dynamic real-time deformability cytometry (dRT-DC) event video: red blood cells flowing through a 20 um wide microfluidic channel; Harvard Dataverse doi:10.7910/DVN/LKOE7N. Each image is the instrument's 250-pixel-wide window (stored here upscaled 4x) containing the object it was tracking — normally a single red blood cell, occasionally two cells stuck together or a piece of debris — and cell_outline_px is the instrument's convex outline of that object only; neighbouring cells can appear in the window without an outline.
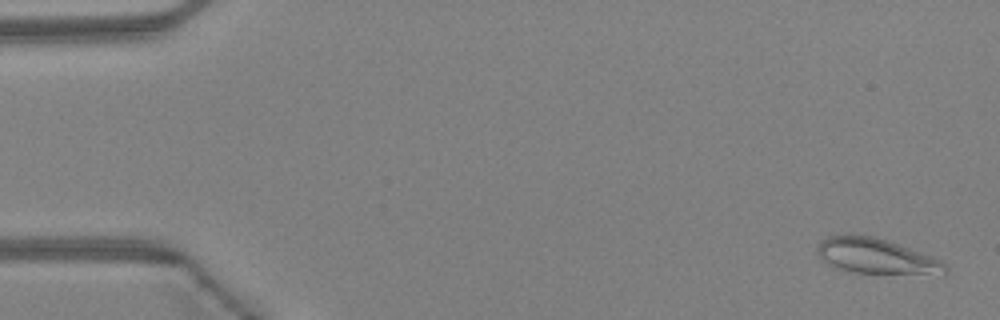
{"species": "Egyptian fruit bat (a non-hibernating species)", "species_latin": "Rousettus aegyptiacus", "temperature_condition": "warm", "stored_images_in_passage": 47, "camera_frame_rate_fps": 3000, "um_per_image_px": 0.085, "animal": {"sex": "female"}, "frame": {"image": 1, "passage_image": 2, "time_ms": 0.333, "image_size_px": [1000, 320], "cell_outline_px": [[948, 272], [944, 276], [852, 272], [836, 268], [828, 264], [816, 252], [816, 248], [820, 240], [828, 236], [848, 232], [872, 236], [908, 248], [940, 260], [948, 264]], "centroid_in_image_um": [74.5, 21.79], "position_along_channel_um": 10.5, "area_um2": 26.99}}
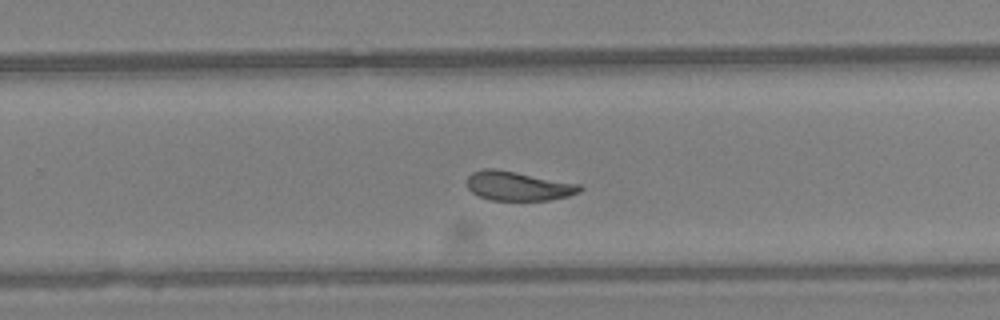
{"frame": {"image": 2, "passage_image": 31, "time_ms": 10.0, "image_size_px": [1000, 320], "cell_outline_px": [[584, 188], [580, 192], [568, 196], [548, 200], [488, 200], [472, 192], [468, 188], [468, 176], [472, 172], [484, 168], [492, 168], [516, 172], [580, 184]], "centroid_in_image_um": [44.05, 15.81], "position_along_channel_um": 285.8, "area_um2": 19.13}}
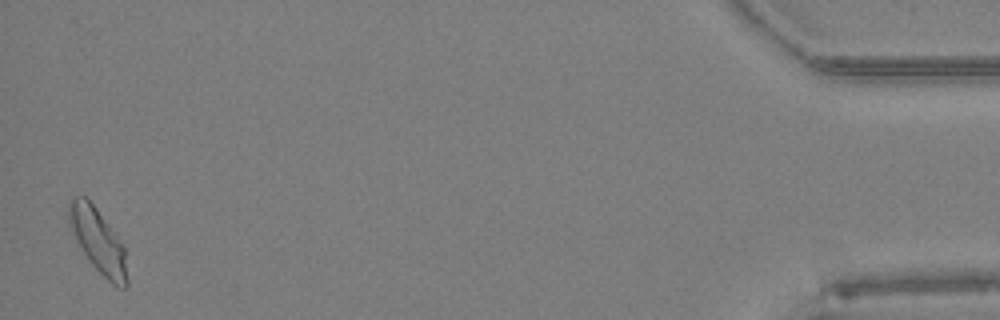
{"frame": {"image": 3, "passage_image": 47, "time_ms": 15.333, "image_size_px": [1000, 320], "cell_outline_px": [[128, 284], [124, 288], [120, 288], [112, 284], [92, 264], [80, 248], [68, 224], [68, 200], [72, 196], [84, 196], [96, 208], [124, 244], [128, 280]], "centroid_in_image_um": [8.33, 20.45], "position_along_channel_um": 426.9, "area_um2": 21.85}, "authors_computed_cell_mechanics": {"area_um2": 20.23, "velocity_mm_per_s": 4.2986, "shape_relaxation_time_tau1_ms": 3.8746, "shape_relaxation_time_tau2_ms": 2.289, "deformation_change_tau1": 0.1443, "deformation_change_tau2": 0.0911}}